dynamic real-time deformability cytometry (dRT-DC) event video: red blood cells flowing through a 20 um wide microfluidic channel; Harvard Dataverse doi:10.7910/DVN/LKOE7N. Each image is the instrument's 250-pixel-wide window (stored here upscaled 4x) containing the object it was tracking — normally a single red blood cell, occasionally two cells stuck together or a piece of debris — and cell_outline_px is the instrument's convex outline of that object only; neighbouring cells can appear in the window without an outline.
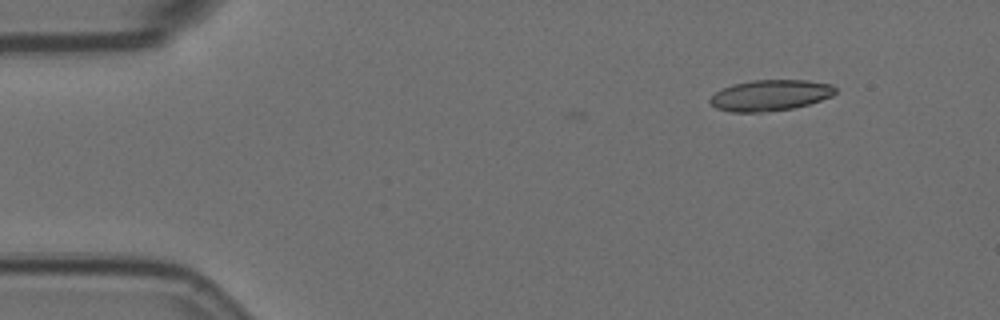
{"species": "Egyptian fruit bat (a non-hibernating species)", "species_latin": "Rousettus aegyptiacus", "temperature_condition": "room temperature", "stored_images_in_passage": 5, "camera_frame_rate_fps": 3000, "um_per_image_px": 0.085, "animal": {"sex": "female"}, "frame": {"image": 1, "passage_image": 1, "time_ms": 0.0, "image_size_px": [1000, 320], "cell_outline_px": [[836, 92], [832, 96], [808, 104], [792, 108], [760, 112], [728, 112], [716, 108], [708, 100], [716, 92], [732, 84], [752, 80], [808, 80], [832, 84], [836, 88]], "centroid_in_image_um": [65.47, 8.09], "position_along_channel_um": 19.5, "area_um2": 22.54}}